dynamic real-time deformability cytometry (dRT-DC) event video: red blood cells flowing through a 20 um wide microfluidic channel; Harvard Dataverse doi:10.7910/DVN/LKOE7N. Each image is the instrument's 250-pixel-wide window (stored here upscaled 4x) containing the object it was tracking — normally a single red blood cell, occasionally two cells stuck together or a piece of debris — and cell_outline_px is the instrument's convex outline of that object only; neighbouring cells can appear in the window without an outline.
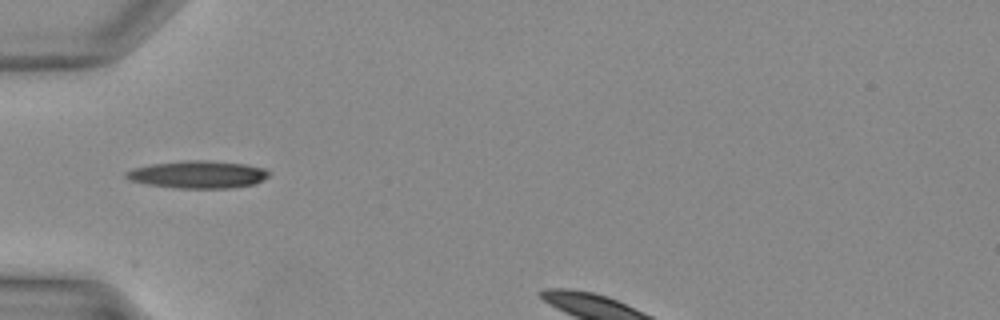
{"species": "Egyptian fruit bat (a non-hibernating species)", "species_latin": "Rousettus aegyptiacus", "temperature_condition": "warm", "stored_images_in_passage": 24, "camera_frame_rate_fps": 3000, "um_per_image_px": 0.085, "animal": {"sex": "female"}, "frame": {"image": 1, "passage_image": 1, "time_ms": 0.0, "image_size_px": [1000, 320], "cell_outline_px": [[272, 172], [268, 176], [256, 184], [232, 188], [176, 188], [148, 184], [128, 180], [124, 176], [124, 172], [132, 168], [152, 164], [180, 160], [208, 160], [244, 164], [264, 168]], "centroid_in_image_um": [16.81, 14.83], "position_along_channel_um": 68.2, "area_um2": 23.12}}
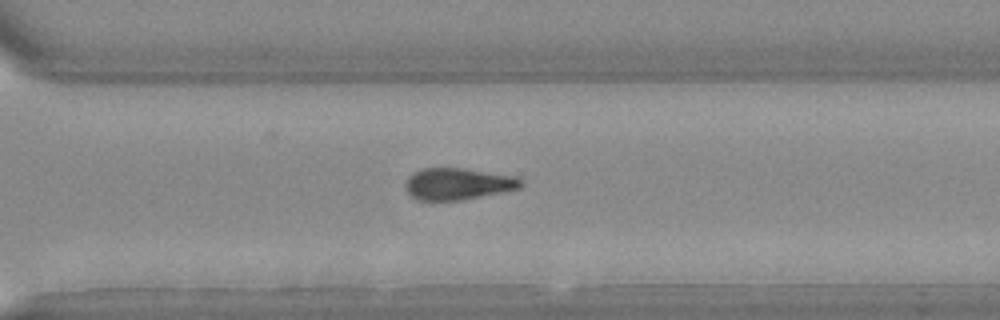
{"frame": {"image": 2, "passage_image": 16, "time_ms": 5.0, "image_size_px": [1000, 320], "cell_outline_px": [[524, 184], [520, 188], [464, 200], [416, 200], [408, 192], [408, 176], [420, 168], [464, 168], [516, 176], [524, 180]], "centroid_in_image_um": [38.98, 15.62], "position_along_channel_um": 331.6, "area_um2": 21.33}}
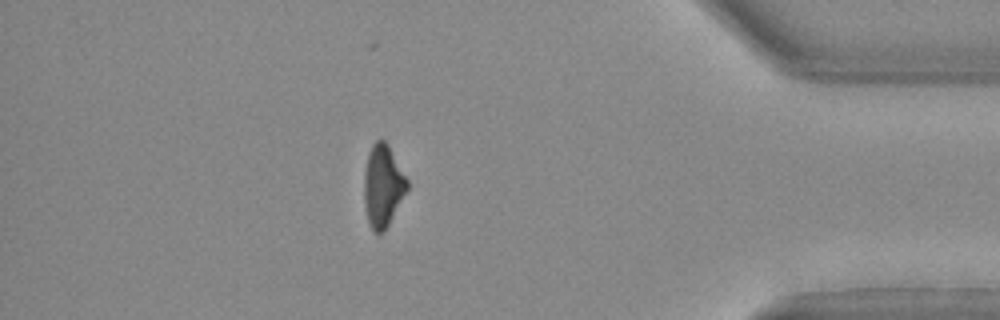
{"frame": {"image": 3, "passage_image": 22, "time_ms": 7.0, "image_size_px": [1000, 320], "cell_outline_px": [[408, 188], [384, 232], [376, 232], [372, 228], [368, 220], [364, 200], [364, 176], [368, 152], [372, 144], [376, 140], [384, 140], [388, 144], [408, 180]], "centroid_in_image_um": [32.54, 15.76], "position_along_channel_um": 402.7, "area_um2": 20.29}}